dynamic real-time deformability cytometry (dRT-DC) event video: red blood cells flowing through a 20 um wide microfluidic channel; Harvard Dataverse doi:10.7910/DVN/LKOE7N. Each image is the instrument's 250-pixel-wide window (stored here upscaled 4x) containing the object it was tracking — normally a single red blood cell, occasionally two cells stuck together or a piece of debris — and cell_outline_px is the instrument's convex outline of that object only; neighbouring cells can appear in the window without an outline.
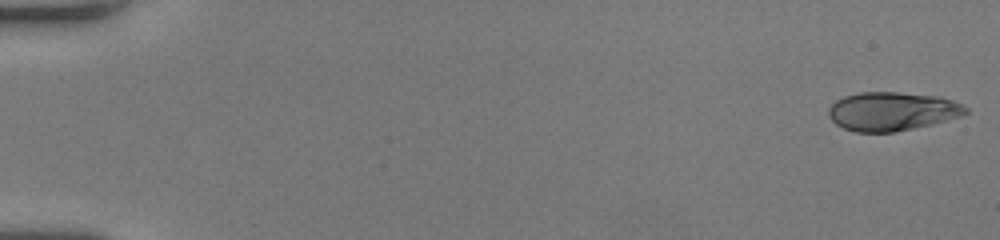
{"species": "human", "species_latin": "Homo sapiens", "temperature_condition": "room temperature", "stored_images_in_passage": 52, "camera_frame_rate_fps": 3000, "um_per_image_px": 0.085, "donor": {"sex": "female"}, "frame": {"image": 1, "passage_image": 1, "time_ms": 0.0, "image_size_px": [1000, 240], "cell_outline_px": [[968, 112], [960, 116], [932, 124], [892, 132], [856, 132], [844, 128], [836, 124], [828, 116], [828, 108], [836, 100], [844, 96], [860, 92], [896, 92], [940, 96], [952, 100], [968, 108]], "centroid_in_image_um": [75.8, 9.45], "position_along_channel_um": 9.2, "area_um2": 30.81}}
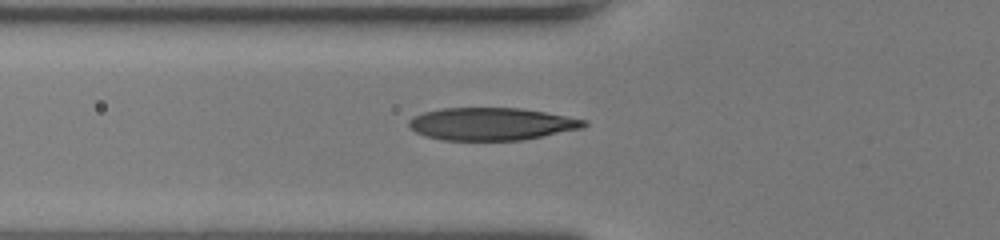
{"frame": {"image": 2, "passage_image": 20, "time_ms": 6.333, "image_size_px": [1000, 240], "cell_outline_px": [[588, 124], [584, 128], [524, 140], [444, 140], [424, 136], [416, 132], [408, 124], [408, 120], [412, 116], [424, 112], [440, 108], [520, 108], [544, 112], [588, 120]], "centroid_in_image_um": [41.79, 10.53], "position_along_channel_um": 84.0, "area_um2": 33.35}}
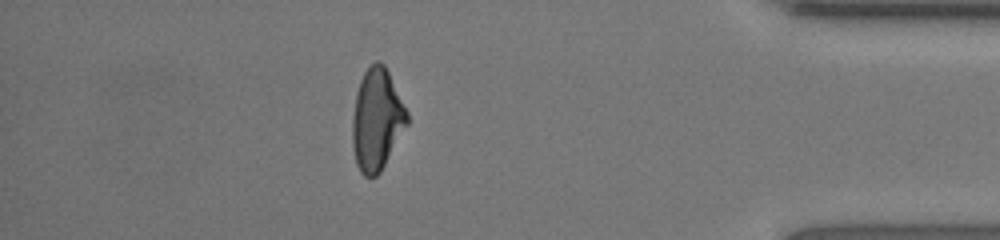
{"frame": {"image": 3, "passage_image": 46, "time_ms": 15.0, "image_size_px": [1000, 240], "cell_outline_px": [[408, 124], [380, 172], [376, 176], [364, 176], [360, 172], [356, 164], [352, 144], [352, 120], [356, 92], [360, 80], [364, 72], [376, 60], [380, 60], [384, 64], [408, 112]], "centroid_in_image_um": [32.02, 10.17], "position_along_channel_um": 403.2, "area_um2": 32.31}, "authors_computed_cell_mechanics": {"area_um2": 32.5703, "velocity_mm_per_s": 4.0922, "shape_relaxation_time_tau1_ms": 3.9424, "shape_relaxation_time_tau2_ms": 1.0351, "deformation_change_tau1": 0.1924, "deformation_change_tau2": 0.0744}}